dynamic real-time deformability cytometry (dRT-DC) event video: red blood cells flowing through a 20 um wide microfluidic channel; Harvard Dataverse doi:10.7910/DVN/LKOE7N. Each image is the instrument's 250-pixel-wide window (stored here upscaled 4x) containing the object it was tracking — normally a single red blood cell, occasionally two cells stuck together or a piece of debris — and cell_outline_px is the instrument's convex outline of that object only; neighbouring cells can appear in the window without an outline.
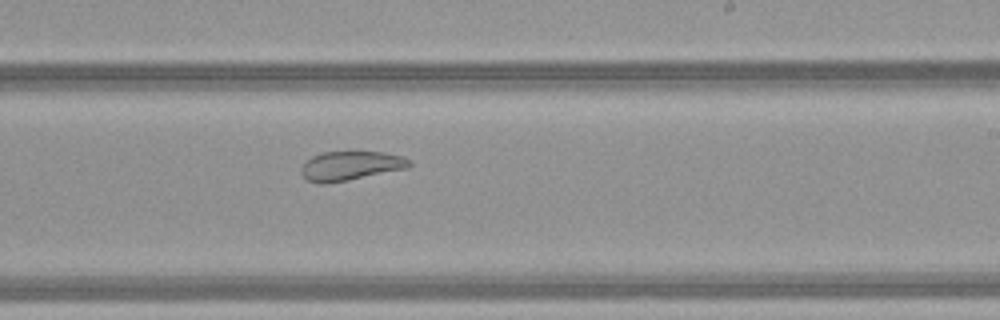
{"species": "common noctule bat (a hibernating species)", "species_latin": "Nyctalus noctula", "temperature_condition": "warm", "stored_images_in_passage": 34, "camera_frame_rate_fps": 3000, "um_per_image_px": 0.085, "animal": {"sex": "female", "body_mass_g": 21.9}, "frame": {"image": 1, "passage_image": 15, "time_ms": 4.667, "image_size_px": [1000, 320], "cell_outline_px": [[412, 164], [408, 168], [348, 180], [324, 184], [320, 184], [308, 180], [300, 172], [300, 168], [312, 156], [324, 152], [384, 152], [400, 156], [412, 160]], "centroid_in_image_um": [29.81, 14.09], "position_along_channel_um": 259.2, "area_um2": 18.26}, "authors_computed_cell_mechanics": {"area_um2": 21.2993, "velocity_mm_per_s": 4.1691, "shape_relaxation_time_tau1_ms": null, "shape_relaxation_time_tau2_ms": 1.7282, "deformation_change_tau1": null, "deformation_change_tau2": 0.0899}}